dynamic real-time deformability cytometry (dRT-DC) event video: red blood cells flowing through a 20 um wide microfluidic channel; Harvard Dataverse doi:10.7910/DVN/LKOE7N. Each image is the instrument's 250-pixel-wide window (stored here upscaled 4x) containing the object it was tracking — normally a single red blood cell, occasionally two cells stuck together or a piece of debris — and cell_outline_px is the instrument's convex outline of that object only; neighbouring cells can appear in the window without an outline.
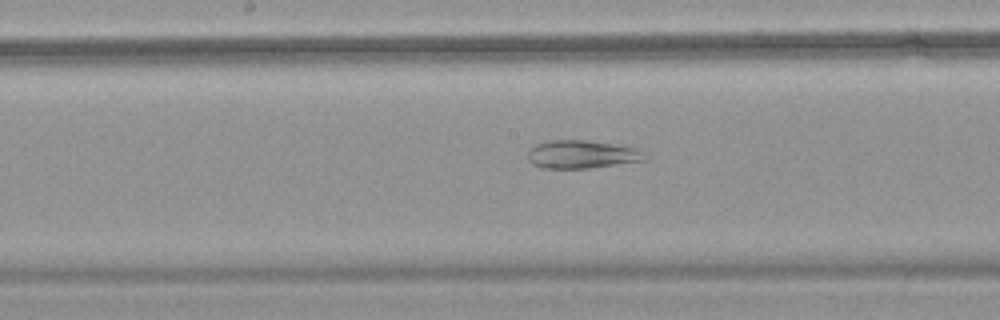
{"species": "common noctule bat (a hibernating species)", "species_latin": "Nyctalus noctula", "temperature_condition": "warm", "stored_images_in_passage": 57, "segment_of_instrument_passage": [2, 2], "camera_frame_rate_fps": 3000, "um_per_image_px": 0.085, "animal": {"sex": "female", "body_mass_g": 18.4}, "frame": {"image": 1, "passage_image": 31, "time_ms": 10.0, "image_size_px": [1000, 320], "cell_outline_px": [[644, 160], [588, 168], [544, 168], [532, 164], [528, 160], [528, 148], [536, 144], [548, 140], [588, 140], [636, 148], [640, 152]], "centroid_in_image_um": [49.33, 13.11], "position_along_channel_um": 198.9, "area_um2": 18.84}}
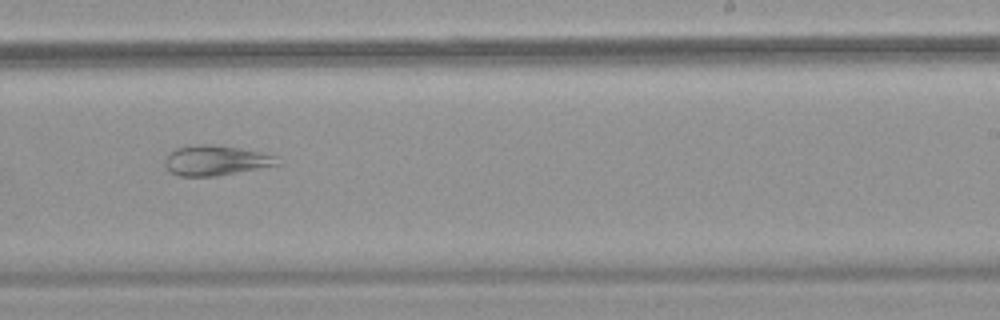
{"frame": {"image": 2, "passage_image": 37, "time_ms": 12.0, "image_size_px": [1000, 320], "cell_outline_px": [[280, 164], [216, 176], [180, 176], [172, 172], [164, 164], [164, 160], [176, 148], [196, 144], [212, 144], [240, 148], [260, 152], [276, 156]], "centroid_in_image_um": [18.34, 13.63], "position_along_channel_um": 270.7, "area_um2": 19.42}}
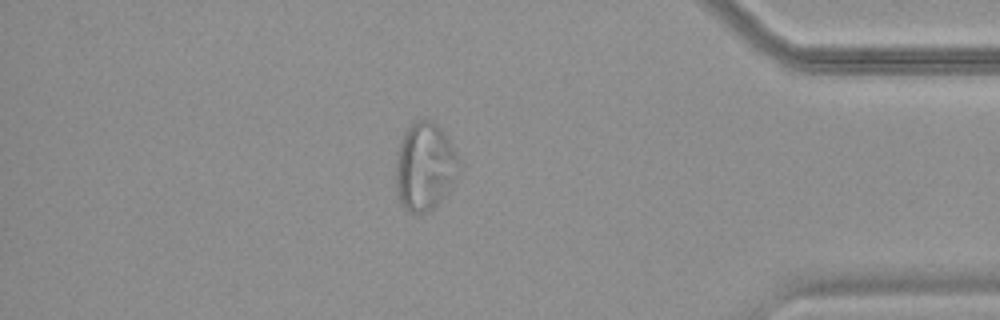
{"frame": {"image": 3, "passage_image": 50, "time_ms": 16.333, "image_size_px": [1000, 320], "cell_outline_px": [[456, 160], [452, 184], [448, 192], [428, 212], [408, 212], [400, 204], [396, 196], [396, 152], [400, 140], [408, 124], [416, 120], [432, 120], [440, 128], [456, 152]], "centroid_in_image_um": [36.01, 14.15], "position_along_channel_um": 399.2, "area_um2": 31.91}}